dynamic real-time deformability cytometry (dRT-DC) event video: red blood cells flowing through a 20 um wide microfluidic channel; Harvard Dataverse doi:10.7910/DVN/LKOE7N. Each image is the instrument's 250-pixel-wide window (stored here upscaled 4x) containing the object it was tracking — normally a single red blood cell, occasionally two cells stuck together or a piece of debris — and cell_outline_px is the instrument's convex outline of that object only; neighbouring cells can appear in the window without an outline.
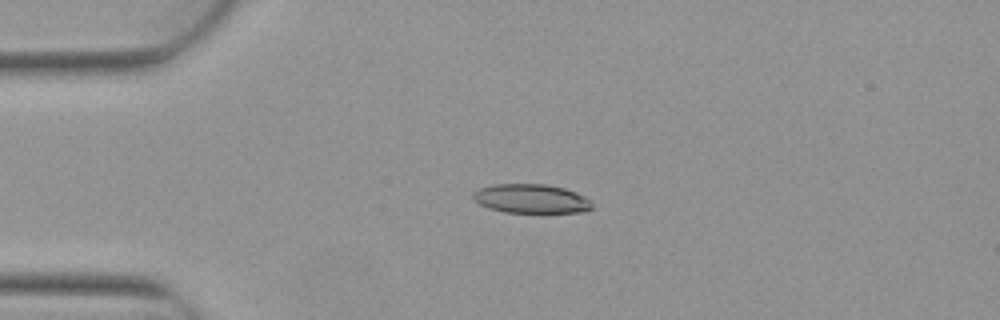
{"species": "Egyptian fruit bat (a non-hibernating species)", "species_latin": "Rousettus aegyptiacus", "temperature_condition": "warm", "stored_images_in_passage": 3, "camera_frame_rate_fps": 3000, "um_per_image_px": 0.085, "animal": {"sex": "female"}, "frame": {"image": 1, "passage_image": 3, "time_ms": 0.667, "image_size_px": [1000, 320], "cell_outline_px": [[592, 208], [584, 212], [504, 212], [488, 208], [472, 200], [472, 192], [480, 188], [492, 184], [544, 184], [564, 188], [576, 192], [584, 196], [592, 204]], "centroid_in_image_um": [45.1, 16.88], "position_along_channel_um": 39.9, "area_um2": 20.17}}